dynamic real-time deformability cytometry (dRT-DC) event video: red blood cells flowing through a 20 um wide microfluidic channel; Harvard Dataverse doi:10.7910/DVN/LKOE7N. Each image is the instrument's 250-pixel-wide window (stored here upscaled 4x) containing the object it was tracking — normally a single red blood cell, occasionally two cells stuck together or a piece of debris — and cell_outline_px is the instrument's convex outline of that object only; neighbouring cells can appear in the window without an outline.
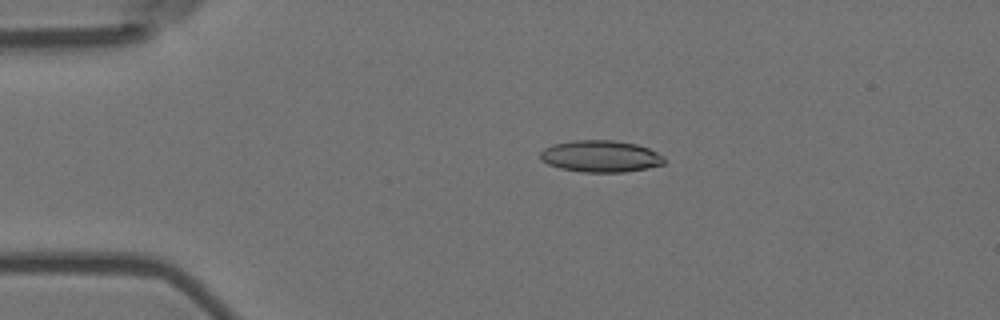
{"species": "Egyptian fruit bat (a non-hibernating species)", "species_latin": "Rousettus aegyptiacus", "temperature_condition": "room temperature", "stored_images_in_passage": 57, "camera_frame_rate_fps": 3000, "um_per_image_px": 0.085, "animal": {"sex": "female"}, "frame": {"image": 1, "passage_image": 12, "time_ms": 3.667, "image_size_px": [1000, 320], "cell_outline_px": [[664, 164], [648, 168], [624, 172], [580, 172], [560, 168], [548, 164], [540, 160], [540, 152], [544, 148], [552, 144], [572, 140], [612, 140], [636, 144], [648, 148], [664, 156]], "centroid_in_image_um": [51.02, 13.28], "position_along_channel_um": 34.0, "area_um2": 23.06}}
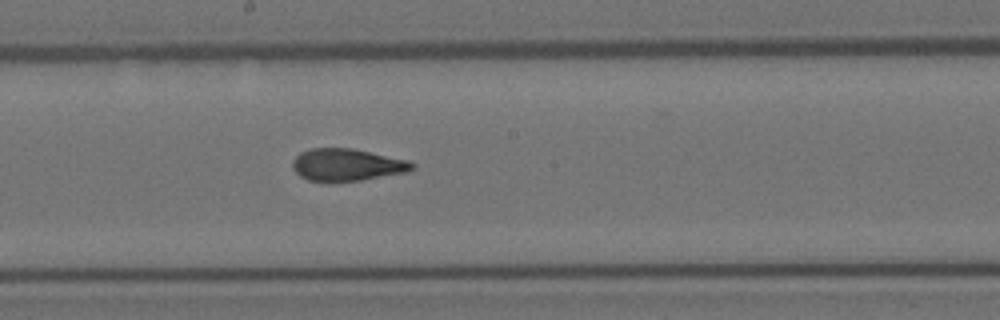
{"frame": {"image": 2, "passage_image": 31, "time_ms": 10.0, "image_size_px": [1000, 320], "cell_outline_px": [[416, 168], [408, 172], [360, 180], [328, 184], [308, 180], [300, 176], [292, 168], [292, 160], [300, 152], [312, 148], [352, 148], [408, 160], [416, 164]], "centroid_in_image_um": [29.47, 14.03], "position_along_channel_um": 218.7, "area_um2": 23.0}}
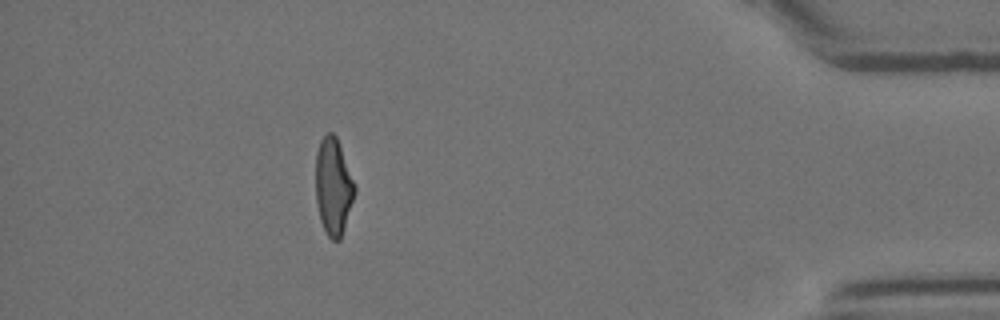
{"frame": {"image": 3, "passage_image": 51, "time_ms": 16.667, "image_size_px": [1000, 320], "cell_outline_px": [[356, 192], [340, 240], [332, 240], [328, 236], [320, 220], [316, 200], [316, 152], [320, 140], [328, 132], [332, 132], [336, 136], [356, 184]], "centroid_in_image_um": [28.34, 15.84], "position_along_channel_um": 406.9, "area_um2": 22.08}, "authors_computed_cell_mechanics": {"area_um2": 22.6576, "velocity_mm_per_s": 3.5882, "shape_relaxation_time_tau1_ms": 10.2224, "shape_relaxation_time_tau2_ms": 1.7358, "deformation_change_tau1": 0.2683, "deformation_change_tau2": 0.0913}}